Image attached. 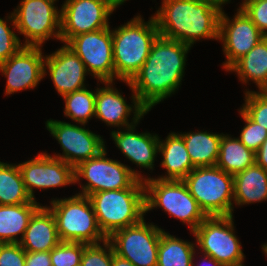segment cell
Segmentation results:
<instances>
[{
    "label": "cell",
    "mask_w": 267,
    "mask_h": 266,
    "mask_svg": "<svg viewBox=\"0 0 267 266\" xmlns=\"http://www.w3.org/2000/svg\"><path fill=\"white\" fill-rule=\"evenodd\" d=\"M51 207L61 242L99 244L107 237L100 230L88 196L75 194L64 199H52Z\"/></svg>",
    "instance_id": "obj_5"
},
{
    "label": "cell",
    "mask_w": 267,
    "mask_h": 266,
    "mask_svg": "<svg viewBox=\"0 0 267 266\" xmlns=\"http://www.w3.org/2000/svg\"><path fill=\"white\" fill-rule=\"evenodd\" d=\"M106 149L98 156L82 161L74 168L75 183L82 178L87 180L85 185H81L80 195L90 194L130 188L138 179L144 180L139 172L128 167L120 161L106 157Z\"/></svg>",
    "instance_id": "obj_9"
},
{
    "label": "cell",
    "mask_w": 267,
    "mask_h": 266,
    "mask_svg": "<svg viewBox=\"0 0 267 266\" xmlns=\"http://www.w3.org/2000/svg\"><path fill=\"white\" fill-rule=\"evenodd\" d=\"M248 1H250V0H243V2H242L241 5H240V8H241L244 4H246Z\"/></svg>",
    "instance_id": "obj_46"
},
{
    "label": "cell",
    "mask_w": 267,
    "mask_h": 266,
    "mask_svg": "<svg viewBox=\"0 0 267 266\" xmlns=\"http://www.w3.org/2000/svg\"><path fill=\"white\" fill-rule=\"evenodd\" d=\"M190 49L188 44L159 35L140 71L125 81L148 111L178 90Z\"/></svg>",
    "instance_id": "obj_1"
},
{
    "label": "cell",
    "mask_w": 267,
    "mask_h": 266,
    "mask_svg": "<svg viewBox=\"0 0 267 266\" xmlns=\"http://www.w3.org/2000/svg\"><path fill=\"white\" fill-rule=\"evenodd\" d=\"M262 250L265 253V255H267V243H265L264 245H262Z\"/></svg>",
    "instance_id": "obj_42"
},
{
    "label": "cell",
    "mask_w": 267,
    "mask_h": 266,
    "mask_svg": "<svg viewBox=\"0 0 267 266\" xmlns=\"http://www.w3.org/2000/svg\"><path fill=\"white\" fill-rule=\"evenodd\" d=\"M227 71L236 72L244 84L253 81L259 91H264L267 87V37L262 38Z\"/></svg>",
    "instance_id": "obj_25"
},
{
    "label": "cell",
    "mask_w": 267,
    "mask_h": 266,
    "mask_svg": "<svg viewBox=\"0 0 267 266\" xmlns=\"http://www.w3.org/2000/svg\"><path fill=\"white\" fill-rule=\"evenodd\" d=\"M164 230L146 223H139L114 231L107 240L114 253L135 266H157L158 245Z\"/></svg>",
    "instance_id": "obj_11"
},
{
    "label": "cell",
    "mask_w": 267,
    "mask_h": 266,
    "mask_svg": "<svg viewBox=\"0 0 267 266\" xmlns=\"http://www.w3.org/2000/svg\"><path fill=\"white\" fill-rule=\"evenodd\" d=\"M100 230L108 238L114 231L139 223L145 215V189L138 179L130 188L90 194Z\"/></svg>",
    "instance_id": "obj_4"
},
{
    "label": "cell",
    "mask_w": 267,
    "mask_h": 266,
    "mask_svg": "<svg viewBox=\"0 0 267 266\" xmlns=\"http://www.w3.org/2000/svg\"><path fill=\"white\" fill-rule=\"evenodd\" d=\"M227 2L162 0L153 15L159 35L192 46L199 39H218L222 5Z\"/></svg>",
    "instance_id": "obj_2"
},
{
    "label": "cell",
    "mask_w": 267,
    "mask_h": 266,
    "mask_svg": "<svg viewBox=\"0 0 267 266\" xmlns=\"http://www.w3.org/2000/svg\"><path fill=\"white\" fill-rule=\"evenodd\" d=\"M65 101L64 115L78 124H86L95 117L96 91L86 87L62 96Z\"/></svg>",
    "instance_id": "obj_30"
},
{
    "label": "cell",
    "mask_w": 267,
    "mask_h": 266,
    "mask_svg": "<svg viewBox=\"0 0 267 266\" xmlns=\"http://www.w3.org/2000/svg\"><path fill=\"white\" fill-rule=\"evenodd\" d=\"M233 177L235 205L267 200V170L255 163Z\"/></svg>",
    "instance_id": "obj_24"
},
{
    "label": "cell",
    "mask_w": 267,
    "mask_h": 266,
    "mask_svg": "<svg viewBox=\"0 0 267 266\" xmlns=\"http://www.w3.org/2000/svg\"><path fill=\"white\" fill-rule=\"evenodd\" d=\"M25 189L35 200L34 188L48 189L75 184L74 167L47 153L18 164Z\"/></svg>",
    "instance_id": "obj_16"
},
{
    "label": "cell",
    "mask_w": 267,
    "mask_h": 266,
    "mask_svg": "<svg viewBox=\"0 0 267 266\" xmlns=\"http://www.w3.org/2000/svg\"><path fill=\"white\" fill-rule=\"evenodd\" d=\"M25 266H52L50 251H26Z\"/></svg>",
    "instance_id": "obj_38"
},
{
    "label": "cell",
    "mask_w": 267,
    "mask_h": 266,
    "mask_svg": "<svg viewBox=\"0 0 267 266\" xmlns=\"http://www.w3.org/2000/svg\"><path fill=\"white\" fill-rule=\"evenodd\" d=\"M111 1L116 7H118V0H109Z\"/></svg>",
    "instance_id": "obj_44"
},
{
    "label": "cell",
    "mask_w": 267,
    "mask_h": 266,
    "mask_svg": "<svg viewBox=\"0 0 267 266\" xmlns=\"http://www.w3.org/2000/svg\"><path fill=\"white\" fill-rule=\"evenodd\" d=\"M204 258L205 259H203L204 260L203 263L204 264L207 263L206 264L207 266H210V265H213V266H225V265L221 264L220 262L216 261L214 258H212L209 255L204 254ZM201 264H198L197 266H202Z\"/></svg>",
    "instance_id": "obj_41"
},
{
    "label": "cell",
    "mask_w": 267,
    "mask_h": 266,
    "mask_svg": "<svg viewBox=\"0 0 267 266\" xmlns=\"http://www.w3.org/2000/svg\"><path fill=\"white\" fill-rule=\"evenodd\" d=\"M39 202L16 205H0V243H20ZM20 239L17 237L20 235Z\"/></svg>",
    "instance_id": "obj_23"
},
{
    "label": "cell",
    "mask_w": 267,
    "mask_h": 266,
    "mask_svg": "<svg viewBox=\"0 0 267 266\" xmlns=\"http://www.w3.org/2000/svg\"><path fill=\"white\" fill-rule=\"evenodd\" d=\"M111 266H135L133 263L128 261L127 259H124L117 254L114 253L113 247H112V264Z\"/></svg>",
    "instance_id": "obj_40"
},
{
    "label": "cell",
    "mask_w": 267,
    "mask_h": 266,
    "mask_svg": "<svg viewBox=\"0 0 267 266\" xmlns=\"http://www.w3.org/2000/svg\"><path fill=\"white\" fill-rule=\"evenodd\" d=\"M194 245L163 231L158 245L157 266H195Z\"/></svg>",
    "instance_id": "obj_28"
},
{
    "label": "cell",
    "mask_w": 267,
    "mask_h": 266,
    "mask_svg": "<svg viewBox=\"0 0 267 266\" xmlns=\"http://www.w3.org/2000/svg\"><path fill=\"white\" fill-rule=\"evenodd\" d=\"M113 82H103L105 87L96 89L95 97V117L102 120L107 126L129 127L138 124L142 116L149 112L138 100L137 95L133 92L132 103H126L121 93L113 88ZM131 112L134 114L131 123L129 117Z\"/></svg>",
    "instance_id": "obj_18"
},
{
    "label": "cell",
    "mask_w": 267,
    "mask_h": 266,
    "mask_svg": "<svg viewBox=\"0 0 267 266\" xmlns=\"http://www.w3.org/2000/svg\"><path fill=\"white\" fill-rule=\"evenodd\" d=\"M84 63L86 71L100 82H113L112 30L110 27L83 33L65 43Z\"/></svg>",
    "instance_id": "obj_12"
},
{
    "label": "cell",
    "mask_w": 267,
    "mask_h": 266,
    "mask_svg": "<svg viewBox=\"0 0 267 266\" xmlns=\"http://www.w3.org/2000/svg\"><path fill=\"white\" fill-rule=\"evenodd\" d=\"M245 103L241 110L254 122L267 129V93L245 91Z\"/></svg>",
    "instance_id": "obj_32"
},
{
    "label": "cell",
    "mask_w": 267,
    "mask_h": 266,
    "mask_svg": "<svg viewBox=\"0 0 267 266\" xmlns=\"http://www.w3.org/2000/svg\"><path fill=\"white\" fill-rule=\"evenodd\" d=\"M99 244H88L81 257V266H111L112 245L106 240L103 246Z\"/></svg>",
    "instance_id": "obj_34"
},
{
    "label": "cell",
    "mask_w": 267,
    "mask_h": 266,
    "mask_svg": "<svg viewBox=\"0 0 267 266\" xmlns=\"http://www.w3.org/2000/svg\"><path fill=\"white\" fill-rule=\"evenodd\" d=\"M158 152L162 154L161 166L167 174L157 177L160 180H183L195 167L193 166L183 137L178 133H169L163 141L159 137Z\"/></svg>",
    "instance_id": "obj_22"
},
{
    "label": "cell",
    "mask_w": 267,
    "mask_h": 266,
    "mask_svg": "<svg viewBox=\"0 0 267 266\" xmlns=\"http://www.w3.org/2000/svg\"><path fill=\"white\" fill-rule=\"evenodd\" d=\"M255 163L267 170V138L255 152Z\"/></svg>",
    "instance_id": "obj_39"
},
{
    "label": "cell",
    "mask_w": 267,
    "mask_h": 266,
    "mask_svg": "<svg viewBox=\"0 0 267 266\" xmlns=\"http://www.w3.org/2000/svg\"><path fill=\"white\" fill-rule=\"evenodd\" d=\"M241 9L251 18L259 31L267 37V0H250Z\"/></svg>",
    "instance_id": "obj_36"
},
{
    "label": "cell",
    "mask_w": 267,
    "mask_h": 266,
    "mask_svg": "<svg viewBox=\"0 0 267 266\" xmlns=\"http://www.w3.org/2000/svg\"><path fill=\"white\" fill-rule=\"evenodd\" d=\"M137 124L126 127L123 131H111V138L116 147L137 167L152 169L155 157L158 153L159 136L147 133L135 132Z\"/></svg>",
    "instance_id": "obj_20"
},
{
    "label": "cell",
    "mask_w": 267,
    "mask_h": 266,
    "mask_svg": "<svg viewBox=\"0 0 267 266\" xmlns=\"http://www.w3.org/2000/svg\"><path fill=\"white\" fill-rule=\"evenodd\" d=\"M61 242L55 218L47 206H40L32 215L21 247L27 252L50 251Z\"/></svg>",
    "instance_id": "obj_21"
},
{
    "label": "cell",
    "mask_w": 267,
    "mask_h": 266,
    "mask_svg": "<svg viewBox=\"0 0 267 266\" xmlns=\"http://www.w3.org/2000/svg\"><path fill=\"white\" fill-rule=\"evenodd\" d=\"M159 36L152 16L144 22L141 15L112 30L115 79L131 81L145 63L152 44Z\"/></svg>",
    "instance_id": "obj_3"
},
{
    "label": "cell",
    "mask_w": 267,
    "mask_h": 266,
    "mask_svg": "<svg viewBox=\"0 0 267 266\" xmlns=\"http://www.w3.org/2000/svg\"><path fill=\"white\" fill-rule=\"evenodd\" d=\"M117 7L109 0H65L61 8V41L110 27V15Z\"/></svg>",
    "instance_id": "obj_13"
},
{
    "label": "cell",
    "mask_w": 267,
    "mask_h": 266,
    "mask_svg": "<svg viewBox=\"0 0 267 266\" xmlns=\"http://www.w3.org/2000/svg\"><path fill=\"white\" fill-rule=\"evenodd\" d=\"M46 69L49 71L55 89L61 96L86 86L84 82L88 72L85 65L66 44L54 53L45 56L44 76L47 74Z\"/></svg>",
    "instance_id": "obj_19"
},
{
    "label": "cell",
    "mask_w": 267,
    "mask_h": 266,
    "mask_svg": "<svg viewBox=\"0 0 267 266\" xmlns=\"http://www.w3.org/2000/svg\"><path fill=\"white\" fill-rule=\"evenodd\" d=\"M197 1L226 2L225 0H197Z\"/></svg>",
    "instance_id": "obj_43"
},
{
    "label": "cell",
    "mask_w": 267,
    "mask_h": 266,
    "mask_svg": "<svg viewBox=\"0 0 267 266\" xmlns=\"http://www.w3.org/2000/svg\"><path fill=\"white\" fill-rule=\"evenodd\" d=\"M253 164H255V152L248 149L238 138L222 133L215 166L234 176Z\"/></svg>",
    "instance_id": "obj_27"
},
{
    "label": "cell",
    "mask_w": 267,
    "mask_h": 266,
    "mask_svg": "<svg viewBox=\"0 0 267 266\" xmlns=\"http://www.w3.org/2000/svg\"><path fill=\"white\" fill-rule=\"evenodd\" d=\"M233 220V215L208 216L192 233L203 254L225 266H244L245 256Z\"/></svg>",
    "instance_id": "obj_10"
},
{
    "label": "cell",
    "mask_w": 267,
    "mask_h": 266,
    "mask_svg": "<svg viewBox=\"0 0 267 266\" xmlns=\"http://www.w3.org/2000/svg\"><path fill=\"white\" fill-rule=\"evenodd\" d=\"M264 37L240 7L231 20L222 10L219 18L218 40L223 42V51L227 59L223 62V68L227 71Z\"/></svg>",
    "instance_id": "obj_15"
},
{
    "label": "cell",
    "mask_w": 267,
    "mask_h": 266,
    "mask_svg": "<svg viewBox=\"0 0 267 266\" xmlns=\"http://www.w3.org/2000/svg\"><path fill=\"white\" fill-rule=\"evenodd\" d=\"M80 125L79 127V125L60 120L46 121L47 130L63 149L62 155H53V157L65 161L74 168L82 161L94 158L106 149L100 135L86 129L85 126L83 128L84 124Z\"/></svg>",
    "instance_id": "obj_14"
},
{
    "label": "cell",
    "mask_w": 267,
    "mask_h": 266,
    "mask_svg": "<svg viewBox=\"0 0 267 266\" xmlns=\"http://www.w3.org/2000/svg\"><path fill=\"white\" fill-rule=\"evenodd\" d=\"M18 165L0 161V205L30 203Z\"/></svg>",
    "instance_id": "obj_29"
},
{
    "label": "cell",
    "mask_w": 267,
    "mask_h": 266,
    "mask_svg": "<svg viewBox=\"0 0 267 266\" xmlns=\"http://www.w3.org/2000/svg\"><path fill=\"white\" fill-rule=\"evenodd\" d=\"M190 160L196 167H212L216 165L222 134L207 131L181 133Z\"/></svg>",
    "instance_id": "obj_26"
},
{
    "label": "cell",
    "mask_w": 267,
    "mask_h": 266,
    "mask_svg": "<svg viewBox=\"0 0 267 266\" xmlns=\"http://www.w3.org/2000/svg\"><path fill=\"white\" fill-rule=\"evenodd\" d=\"M42 46H23L8 60L0 63V71L7 78L5 94L33 89L44 77Z\"/></svg>",
    "instance_id": "obj_17"
},
{
    "label": "cell",
    "mask_w": 267,
    "mask_h": 266,
    "mask_svg": "<svg viewBox=\"0 0 267 266\" xmlns=\"http://www.w3.org/2000/svg\"><path fill=\"white\" fill-rule=\"evenodd\" d=\"M182 181L207 216L233 215V175L217 166L196 167Z\"/></svg>",
    "instance_id": "obj_6"
},
{
    "label": "cell",
    "mask_w": 267,
    "mask_h": 266,
    "mask_svg": "<svg viewBox=\"0 0 267 266\" xmlns=\"http://www.w3.org/2000/svg\"><path fill=\"white\" fill-rule=\"evenodd\" d=\"M145 213L160 207L170 217L187 223L193 232L208 216L200 208L195 198L189 193L182 180H160L145 177Z\"/></svg>",
    "instance_id": "obj_7"
},
{
    "label": "cell",
    "mask_w": 267,
    "mask_h": 266,
    "mask_svg": "<svg viewBox=\"0 0 267 266\" xmlns=\"http://www.w3.org/2000/svg\"><path fill=\"white\" fill-rule=\"evenodd\" d=\"M87 245L81 242H60L50 250L52 266H79Z\"/></svg>",
    "instance_id": "obj_31"
},
{
    "label": "cell",
    "mask_w": 267,
    "mask_h": 266,
    "mask_svg": "<svg viewBox=\"0 0 267 266\" xmlns=\"http://www.w3.org/2000/svg\"><path fill=\"white\" fill-rule=\"evenodd\" d=\"M25 258L19 243H0V266H25Z\"/></svg>",
    "instance_id": "obj_37"
},
{
    "label": "cell",
    "mask_w": 267,
    "mask_h": 266,
    "mask_svg": "<svg viewBox=\"0 0 267 266\" xmlns=\"http://www.w3.org/2000/svg\"><path fill=\"white\" fill-rule=\"evenodd\" d=\"M125 1H127V0H118V6H120L121 4L125 3Z\"/></svg>",
    "instance_id": "obj_45"
},
{
    "label": "cell",
    "mask_w": 267,
    "mask_h": 266,
    "mask_svg": "<svg viewBox=\"0 0 267 266\" xmlns=\"http://www.w3.org/2000/svg\"><path fill=\"white\" fill-rule=\"evenodd\" d=\"M56 1L22 0L12 12L13 30L24 35V46H42L51 37L61 41V10L55 7Z\"/></svg>",
    "instance_id": "obj_8"
},
{
    "label": "cell",
    "mask_w": 267,
    "mask_h": 266,
    "mask_svg": "<svg viewBox=\"0 0 267 266\" xmlns=\"http://www.w3.org/2000/svg\"><path fill=\"white\" fill-rule=\"evenodd\" d=\"M239 111L246 124L237 138L248 149L256 152L267 138V129L252 121L241 109Z\"/></svg>",
    "instance_id": "obj_33"
},
{
    "label": "cell",
    "mask_w": 267,
    "mask_h": 266,
    "mask_svg": "<svg viewBox=\"0 0 267 266\" xmlns=\"http://www.w3.org/2000/svg\"><path fill=\"white\" fill-rule=\"evenodd\" d=\"M8 19L14 20L12 13L9 14L6 21L0 18V63L8 60L24 46L15 32L8 27Z\"/></svg>",
    "instance_id": "obj_35"
}]
</instances>
